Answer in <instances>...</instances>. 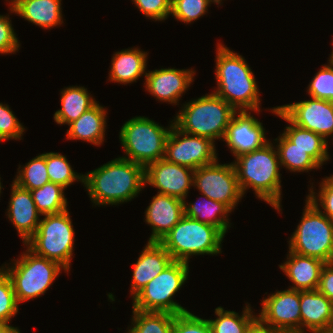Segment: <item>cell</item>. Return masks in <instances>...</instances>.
<instances>
[{
	"instance_id": "cell-30",
	"label": "cell",
	"mask_w": 333,
	"mask_h": 333,
	"mask_svg": "<svg viewBox=\"0 0 333 333\" xmlns=\"http://www.w3.org/2000/svg\"><path fill=\"white\" fill-rule=\"evenodd\" d=\"M251 306L246 305L242 315L235 311H227L222 307L215 309L218 316L215 320L209 319L211 333H246L251 323L257 318L252 314Z\"/></svg>"
},
{
	"instance_id": "cell-47",
	"label": "cell",
	"mask_w": 333,
	"mask_h": 333,
	"mask_svg": "<svg viewBox=\"0 0 333 333\" xmlns=\"http://www.w3.org/2000/svg\"><path fill=\"white\" fill-rule=\"evenodd\" d=\"M331 53L332 54H331L330 59H329V64L333 66V51Z\"/></svg>"
},
{
	"instance_id": "cell-34",
	"label": "cell",
	"mask_w": 333,
	"mask_h": 333,
	"mask_svg": "<svg viewBox=\"0 0 333 333\" xmlns=\"http://www.w3.org/2000/svg\"><path fill=\"white\" fill-rule=\"evenodd\" d=\"M46 166L50 182L58 184L65 189L76 180L83 183L84 175L75 173L66 157L60 153H46Z\"/></svg>"
},
{
	"instance_id": "cell-12",
	"label": "cell",
	"mask_w": 333,
	"mask_h": 333,
	"mask_svg": "<svg viewBox=\"0 0 333 333\" xmlns=\"http://www.w3.org/2000/svg\"><path fill=\"white\" fill-rule=\"evenodd\" d=\"M164 159L196 170L217 160L215 143L210 138L184 133L173 124L166 139Z\"/></svg>"
},
{
	"instance_id": "cell-6",
	"label": "cell",
	"mask_w": 333,
	"mask_h": 333,
	"mask_svg": "<svg viewBox=\"0 0 333 333\" xmlns=\"http://www.w3.org/2000/svg\"><path fill=\"white\" fill-rule=\"evenodd\" d=\"M169 129L145 116L133 117L123 124L120 130L121 141L126 157L122 158L138 163L144 167L148 164L164 159L165 143Z\"/></svg>"
},
{
	"instance_id": "cell-21",
	"label": "cell",
	"mask_w": 333,
	"mask_h": 333,
	"mask_svg": "<svg viewBox=\"0 0 333 333\" xmlns=\"http://www.w3.org/2000/svg\"><path fill=\"white\" fill-rule=\"evenodd\" d=\"M325 264L321 259L302 256L289 250L287 261L279 267L293 282L294 286L290 289L307 291L318 288L321 271Z\"/></svg>"
},
{
	"instance_id": "cell-11",
	"label": "cell",
	"mask_w": 333,
	"mask_h": 333,
	"mask_svg": "<svg viewBox=\"0 0 333 333\" xmlns=\"http://www.w3.org/2000/svg\"><path fill=\"white\" fill-rule=\"evenodd\" d=\"M193 186L202 195L225 204L231 211L243 196L233 163L218 164L216 160L197 168L194 170Z\"/></svg>"
},
{
	"instance_id": "cell-37",
	"label": "cell",
	"mask_w": 333,
	"mask_h": 333,
	"mask_svg": "<svg viewBox=\"0 0 333 333\" xmlns=\"http://www.w3.org/2000/svg\"><path fill=\"white\" fill-rule=\"evenodd\" d=\"M310 97L333 102V66L328 63L316 73L308 86Z\"/></svg>"
},
{
	"instance_id": "cell-39",
	"label": "cell",
	"mask_w": 333,
	"mask_h": 333,
	"mask_svg": "<svg viewBox=\"0 0 333 333\" xmlns=\"http://www.w3.org/2000/svg\"><path fill=\"white\" fill-rule=\"evenodd\" d=\"M25 128L7 104L0 103V141L20 139Z\"/></svg>"
},
{
	"instance_id": "cell-44",
	"label": "cell",
	"mask_w": 333,
	"mask_h": 333,
	"mask_svg": "<svg viewBox=\"0 0 333 333\" xmlns=\"http://www.w3.org/2000/svg\"><path fill=\"white\" fill-rule=\"evenodd\" d=\"M246 333H282L263 323L258 317L251 323Z\"/></svg>"
},
{
	"instance_id": "cell-28",
	"label": "cell",
	"mask_w": 333,
	"mask_h": 333,
	"mask_svg": "<svg viewBox=\"0 0 333 333\" xmlns=\"http://www.w3.org/2000/svg\"><path fill=\"white\" fill-rule=\"evenodd\" d=\"M203 197L206 198V201H203L202 203H184L185 215L196 219L201 223L215 226L226 234L227 229L230 227L227 215L232 211L221 202L212 200L204 195Z\"/></svg>"
},
{
	"instance_id": "cell-9",
	"label": "cell",
	"mask_w": 333,
	"mask_h": 333,
	"mask_svg": "<svg viewBox=\"0 0 333 333\" xmlns=\"http://www.w3.org/2000/svg\"><path fill=\"white\" fill-rule=\"evenodd\" d=\"M13 261V266L2 268L10 277L18 303L43 295L60 271L65 270L59 263L40 257L28 248L19 260Z\"/></svg>"
},
{
	"instance_id": "cell-45",
	"label": "cell",
	"mask_w": 333,
	"mask_h": 333,
	"mask_svg": "<svg viewBox=\"0 0 333 333\" xmlns=\"http://www.w3.org/2000/svg\"><path fill=\"white\" fill-rule=\"evenodd\" d=\"M19 329L17 327H12L10 325H0V333H19Z\"/></svg>"
},
{
	"instance_id": "cell-50",
	"label": "cell",
	"mask_w": 333,
	"mask_h": 333,
	"mask_svg": "<svg viewBox=\"0 0 333 333\" xmlns=\"http://www.w3.org/2000/svg\"><path fill=\"white\" fill-rule=\"evenodd\" d=\"M1 190H2V186H1V180H0V193H1Z\"/></svg>"
},
{
	"instance_id": "cell-19",
	"label": "cell",
	"mask_w": 333,
	"mask_h": 333,
	"mask_svg": "<svg viewBox=\"0 0 333 333\" xmlns=\"http://www.w3.org/2000/svg\"><path fill=\"white\" fill-rule=\"evenodd\" d=\"M141 252L137 262L132 265V298L173 261L169 252L159 242H148Z\"/></svg>"
},
{
	"instance_id": "cell-8",
	"label": "cell",
	"mask_w": 333,
	"mask_h": 333,
	"mask_svg": "<svg viewBox=\"0 0 333 333\" xmlns=\"http://www.w3.org/2000/svg\"><path fill=\"white\" fill-rule=\"evenodd\" d=\"M309 198L301 222L289 241V250L302 255L333 262V221L326 217Z\"/></svg>"
},
{
	"instance_id": "cell-26",
	"label": "cell",
	"mask_w": 333,
	"mask_h": 333,
	"mask_svg": "<svg viewBox=\"0 0 333 333\" xmlns=\"http://www.w3.org/2000/svg\"><path fill=\"white\" fill-rule=\"evenodd\" d=\"M272 113L277 114L283 120L287 121L289 126H286L284 135L293 142L296 147L305 150L320 166L328 161V141L322 136L310 130L303 129L293 124L277 107H273ZM291 125V126H290Z\"/></svg>"
},
{
	"instance_id": "cell-3",
	"label": "cell",
	"mask_w": 333,
	"mask_h": 333,
	"mask_svg": "<svg viewBox=\"0 0 333 333\" xmlns=\"http://www.w3.org/2000/svg\"><path fill=\"white\" fill-rule=\"evenodd\" d=\"M276 149L268 142L260 149L237 156L233 165L243 196L246 189L252 187L258 198L279 212L282 187L280 160Z\"/></svg>"
},
{
	"instance_id": "cell-16",
	"label": "cell",
	"mask_w": 333,
	"mask_h": 333,
	"mask_svg": "<svg viewBox=\"0 0 333 333\" xmlns=\"http://www.w3.org/2000/svg\"><path fill=\"white\" fill-rule=\"evenodd\" d=\"M249 113L248 111H237L224 136L227 147L235 157L260 149L269 142L265 138V128L262 123Z\"/></svg>"
},
{
	"instance_id": "cell-23",
	"label": "cell",
	"mask_w": 333,
	"mask_h": 333,
	"mask_svg": "<svg viewBox=\"0 0 333 333\" xmlns=\"http://www.w3.org/2000/svg\"><path fill=\"white\" fill-rule=\"evenodd\" d=\"M61 1L17 0L9 9L41 28L50 29L63 23Z\"/></svg>"
},
{
	"instance_id": "cell-1",
	"label": "cell",
	"mask_w": 333,
	"mask_h": 333,
	"mask_svg": "<svg viewBox=\"0 0 333 333\" xmlns=\"http://www.w3.org/2000/svg\"><path fill=\"white\" fill-rule=\"evenodd\" d=\"M83 184L95 205L120 204L145 187V167L119 157L84 175Z\"/></svg>"
},
{
	"instance_id": "cell-13",
	"label": "cell",
	"mask_w": 333,
	"mask_h": 333,
	"mask_svg": "<svg viewBox=\"0 0 333 333\" xmlns=\"http://www.w3.org/2000/svg\"><path fill=\"white\" fill-rule=\"evenodd\" d=\"M257 317L282 333H301L300 291H276L262 301Z\"/></svg>"
},
{
	"instance_id": "cell-49",
	"label": "cell",
	"mask_w": 333,
	"mask_h": 333,
	"mask_svg": "<svg viewBox=\"0 0 333 333\" xmlns=\"http://www.w3.org/2000/svg\"><path fill=\"white\" fill-rule=\"evenodd\" d=\"M11 2H9L10 6H12L17 0H10Z\"/></svg>"
},
{
	"instance_id": "cell-27",
	"label": "cell",
	"mask_w": 333,
	"mask_h": 333,
	"mask_svg": "<svg viewBox=\"0 0 333 333\" xmlns=\"http://www.w3.org/2000/svg\"><path fill=\"white\" fill-rule=\"evenodd\" d=\"M61 94V109L54 114L55 122L60 125H69L97 103L84 87L69 86Z\"/></svg>"
},
{
	"instance_id": "cell-41",
	"label": "cell",
	"mask_w": 333,
	"mask_h": 333,
	"mask_svg": "<svg viewBox=\"0 0 333 333\" xmlns=\"http://www.w3.org/2000/svg\"><path fill=\"white\" fill-rule=\"evenodd\" d=\"M146 17L156 21L166 20L171 15L172 0H132Z\"/></svg>"
},
{
	"instance_id": "cell-18",
	"label": "cell",
	"mask_w": 333,
	"mask_h": 333,
	"mask_svg": "<svg viewBox=\"0 0 333 333\" xmlns=\"http://www.w3.org/2000/svg\"><path fill=\"white\" fill-rule=\"evenodd\" d=\"M185 202L165 194L157 193L145 211V221L152 226V235L148 242L160 240L185 215Z\"/></svg>"
},
{
	"instance_id": "cell-2",
	"label": "cell",
	"mask_w": 333,
	"mask_h": 333,
	"mask_svg": "<svg viewBox=\"0 0 333 333\" xmlns=\"http://www.w3.org/2000/svg\"><path fill=\"white\" fill-rule=\"evenodd\" d=\"M214 92L236 111L260 112L259 89L245 59L221 43L217 45ZM249 109V110H248Z\"/></svg>"
},
{
	"instance_id": "cell-4",
	"label": "cell",
	"mask_w": 333,
	"mask_h": 333,
	"mask_svg": "<svg viewBox=\"0 0 333 333\" xmlns=\"http://www.w3.org/2000/svg\"><path fill=\"white\" fill-rule=\"evenodd\" d=\"M237 111L217 94L211 93L184 104L174 125L184 133L224 139L227 127Z\"/></svg>"
},
{
	"instance_id": "cell-48",
	"label": "cell",
	"mask_w": 333,
	"mask_h": 333,
	"mask_svg": "<svg viewBox=\"0 0 333 333\" xmlns=\"http://www.w3.org/2000/svg\"><path fill=\"white\" fill-rule=\"evenodd\" d=\"M329 329L333 330V310H332V320H331L330 328Z\"/></svg>"
},
{
	"instance_id": "cell-38",
	"label": "cell",
	"mask_w": 333,
	"mask_h": 333,
	"mask_svg": "<svg viewBox=\"0 0 333 333\" xmlns=\"http://www.w3.org/2000/svg\"><path fill=\"white\" fill-rule=\"evenodd\" d=\"M172 333H211L208 319H202L191 312L175 315Z\"/></svg>"
},
{
	"instance_id": "cell-33",
	"label": "cell",
	"mask_w": 333,
	"mask_h": 333,
	"mask_svg": "<svg viewBox=\"0 0 333 333\" xmlns=\"http://www.w3.org/2000/svg\"><path fill=\"white\" fill-rule=\"evenodd\" d=\"M13 180L18 186L27 190H35L49 183L46 166V153L40 154L30 160Z\"/></svg>"
},
{
	"instance_id": "cell-14",
	"label": "cell",
	"mask_w": 333,
	"mask_h": 333,
	"mask_svg": "<svg viewBox=\"0 0 333 333\" xmlns=\"http://www.w3.org/2000/svg\"><path fill=\"white\" fill-rule=\"evenodd\" d=\"M278 109L296 126L310 130L325 140L333 135V102L312 98L278 106Z\"/></svg>"
},
{
	"instance_id": "cell-5",
	"label": "cell",
	"mask_w": 333,
	"mask_h": 333,
	"mask_svg": "<svg viewBox=\"0 0 333 333\" xmlns=\"http://www.w3.org/2000/svg\"><path fill=\"white\" fill-rule=\"evenodd\" d=\"M224 236L219 228L184 215L159 243L173 260L188 263L193 255L221 253Z\"/></svg>"
},
{
	"instance_id": "cell-10",
	"label": "cell",
	"mask_w": 333,
	"mask_h": 333,
	"mask_svg": "<svg viewBox=\"0 0 333 333\" xmlns=\"http://www.w3.org/2000/svg\"><path fill=\"white\" fill-rule=\"evenodd\" d=\"M188 264L173 260L133 298L132 308L141 311L168 312L174 315L188 312L172 299L188 278Z\"/></svg>"
},
{
	"instance_id": "cell-46",
	"label": "cell",
	"mask_w": 333,
	"mask_h": 333,
	"mask_svg": "<svg viewBox=\"0 0 333 333\" xmlns=\"http://www.w3.org/2000/svg\"><path fill=\"white\" fill-rule=\"evenodd\" d=\"M313 333H333V330L327 329V330H321V331H317V332H313Z\"/></svg>"
},
{
	"instance_id": "cell-43",
	"label": "cell",
	"mask_w": 333,
	"mask_h": 333,
	"mask_svg": "<svg viewBox=\"0 0 333 333\" xmlns=\"http://www.w3.org/2000/svg\"><path fill=\"white\" fill-rule=\"evenodd\" d=\"M317 290L333 302V262L323 266Z\"/></svg>"
},
{
	"instance_id": "cell-31",
	"label": "cell",
	"mask_w": 333,
	"mask_h": 333,
	"mask_svg": "<svg viewBox=\"0 0 333 333\" xmlns=\"http://www.w3.org/2000/svg\"><path fill=\"white\" fill-rule=\"evenodd\" d=\"M133 326L127 333H172L175 315L133 309Z\"/></svg>"
},
{
	"instance_id": "cell-29",
	"label": "cell",
	"mask_w": 333,
	"mask_h": 333,
	"mask_svg": "<svg viewBox=\"0 0 333 333\" xmlns=\"http://www.w3.org/2000/svg\"><path fill=\"white\" fill-rule=\"evenodd\" d=\"M278 138L275 141L279 142L276 147L281 167L284 166L293 172H308L321 167L305 150L296 147L283 133Z\"/></svg>"
},
{
	"instance_id": "cell-17",
	"label": "cell",
	"mask_w": 333,
	"mask_h": 333,
	"mask_svg": "<svg viewBox=\"0 0 333 333\" xmlns=\"http://www.w3.org/2000/svg\"><path fill=\"white\" fill-rule=\"evenodd\" d=\"M194 74L192 69L161 68L148 71L145 88L159 101L177 105L179 98L193 82Z\"/></svg>"
},
{
	"instance_id": "cell-24",
	"label": "cell",
	"mask_w": 333,
	"mask_h": 333,
	"mask_svg": "<svg viewBox=\"0 0 333 333\" xmlns=\"http://www.w3.org/2000/svg\"><path fill=\"white\" fill-rule=\"evenodd\" d=\"M106 112L101 105L96 103L77 120L69 124L66 139L83 140L100 146L105 136Z\"/></svg>"
},
{
	"instance_id": "cell-32",
	"label": "cell",
	"mask_w": 333,
	"mask_h": 333,
	"mask_svg": "<svg viewBox=\"0 0 333 333\" xmlns=\"http://www.w3.org/2000/svg\"><path fill=\"white\" fill-rule=\"evenodd\" d=\"M64 190V187L49 182L38 189L30 190V192L38 212L44 216L67 210V198L64 196Z\"/></svg>"
},
{
	"instance_id": "cell-20",
	"label": "cell",
	"mask_w": 333,
	"mask_h": 333,
	"mask_svg": "<svg viewBox=\"0 0 333 333\" xmlns=\"http://www.w3.org/2000/svg\"><path fill=\"white\" fill-rule=\"evenodd\" d=\"M12 183L7 216L25 243L38 229L41 214L35 206L30 190Z\"/></svg>"
},
{
	"instance_id": "cell-36",
	"label": "cell",
	"mask_w": 333,
	"mask_h": 333,
	"mask_svg": "<svg viewBox=\"0 0 333 333\" xmlns=\"http://www.w3.org/2000/svg\"><path fill=\"white\" fill-rule=\"evenodd\" d=\"M211 2L219 5L216 0H172L171 14L179 21L191 23L206 13Z\"/></svg>"
},
{
	"instance_id": "cell-42",
	"label": "cell",
	"mask_w": 333,
	"mask_h": 333,
	"mask_svg": "<svg viewBox=\"0 0 333 333\" xmlns=\"http://www.w3.org/2000/svg\"><path fill=\"white\" fill-rule=\"evenodd\" d=\"M8 17L0 15V53L11 54L18 51L20 46L18 38L13 30L11 20Z\"/></svg>"
},
{
	"instance_id": "cell-35",
	"label": "cell",
	"mask_w": 333,
	"mask_h": 333,
	"mask_svg": "<svg viewBox=\"0 0 333 333\" xmlns=\"http://www.w3.org/2000/svg\"><path fill=\"white\" fill-rule=\"evenodd\" d=\"M18 302L13 285L6 271L0 268V325L8 326L11 318L18 313Z\"/></svg>"
},
{
	"instance_id": "cell-15",
	"label": "cell",
	"mask_w": 333,
	"mask_h": 333,
	"mask_svg": "<svg viewBox=\"0 0 333 333\" xmlns=\"http://www.w3.org/2000/svg\"><path fill=\"white\" fill-rule=\"evenodd\" d=\"M194 170L170 163L165 159L152 162L145 167V184L156 187L158 193L178 198L184 202L188 190L193 186Z\"/></svg>"
},
{
	"instance_id": "cell-40",
	"label": "cell",
	"mask_w": 333,
	"mask_h": 333,
	"mask_svg": "<svg viewBox=\"0 0 333 333\" xmlns=\"http://www.w3.org/2000/svg\"><path fill=\"white\" fill-rule=\"evenodd\" d=\"M319 194L316 196L313 188L307 198L311 200L317 207L321 205L324 211H321L326 217L333 221V175L324 178L320 183ZM319 198V199H318ZM318 200L320 204L318 205Z\"/></svg>"
},
{
	"instance_id": "cell-7",
	"label": "cell",
	"mask_w": 333,
	"mask_h": 333,
	"mask_svg": "<svg viewBox=\"0 0 333 333\" xmlns=\"http://www.w3.org/2000/svg\"><path fill=\"white\" fill-rule=\"evenodd\" d=\"M73 224L68 210L44 215L36 232L24 243L34 254L53 260L70 271L74 246Z\"/></svg>"
},
{
	"instance_id": "cell-22",
	"label": "cell",
	"mask_w": 333,
	"mask_h": 333,
	"mask_svg": "<svg viewBox=\"0 0 333 333\" xmlns=\"http://www.w3.org/2000/svg\"><path fill=\"white\" fill-rule=\"evenodd\" d=\"M333 302L316 290L300 291L301 333L304 327L317 332L330 328Z\"/></svg>"
},
{
	"instance_id": "cell-25",
	"label": "cell",
	"mask_w": 333,
	"mask_h": 333,
	"mask_svg": "<svg viewBox=\"0 0 333 333\" xmlns=\"http://www.w3.org/2000/svg\"><path fill=\"white\" fill-rule=\"evenodd\" d=\"M147 54L138 48L116 52L112 58L109 80L127 84L146 76Z\"/></svg>"
}]
</instances>
